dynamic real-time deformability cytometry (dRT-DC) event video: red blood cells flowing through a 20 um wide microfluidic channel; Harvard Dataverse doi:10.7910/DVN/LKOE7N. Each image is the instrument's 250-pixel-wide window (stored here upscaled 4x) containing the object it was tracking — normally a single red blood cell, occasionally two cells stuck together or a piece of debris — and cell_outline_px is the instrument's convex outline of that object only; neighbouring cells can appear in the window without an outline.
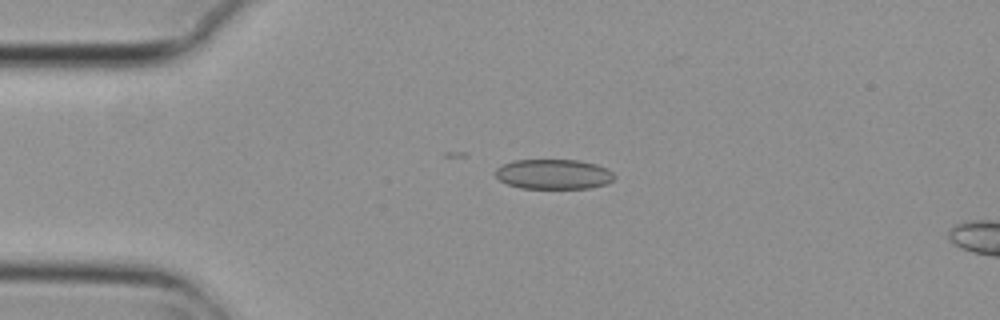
{"species": "common noctule bat (a hibernating species)", "species_latin": "Nyctalus noctula", "temperature_condition": "cold", "stored_images_in_passage": 5, "camera_frame_rate_fps": 3000, "um_per_image_px": 0.085, "animal": {"sex": "female", "body_mass_g": 29.2, "forearm_length_mm": 56.3}, "frame": {"image": 1, "passage_image": 3, "time_ms": 0.667, "image_size_px": [1000, 320], "cell_outline_px": [[616, 176], [612, 180], [604, 184], [588, 188], [520, 188], [508, 184], [500, 180], [496, 176], [496, 168], [512, 160], [580, 160], [596, 164], [612, 172]], "centroid_in_image_um": [47.04, 14.8], "position_along_channel_um": 38.0, "area_um2": 20.58}}
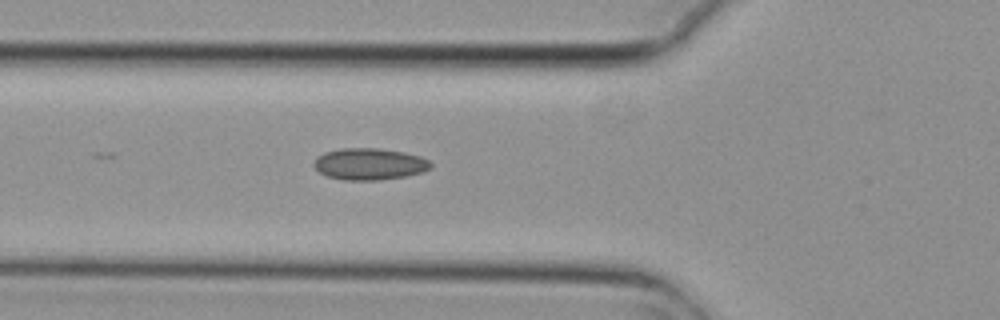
{"frame": {"image": 2, "passage_image": 5, "time_ms": 1.333, "image_size_px": [1000, 320], "cell_outline_px": [[432, 168], [424, 172], [408, 176], [380, 180], [344, 180], [328, 176], [320, 172], [312, 164], [324, 152], [344, 148], [380, 148], [404, 152], [420, 156], [428, 160], [432, 164]], "centroid_in_image_um": [31.46, 13.95], "position_along_channel_um": 94.3, "area_um2": 21.62}}